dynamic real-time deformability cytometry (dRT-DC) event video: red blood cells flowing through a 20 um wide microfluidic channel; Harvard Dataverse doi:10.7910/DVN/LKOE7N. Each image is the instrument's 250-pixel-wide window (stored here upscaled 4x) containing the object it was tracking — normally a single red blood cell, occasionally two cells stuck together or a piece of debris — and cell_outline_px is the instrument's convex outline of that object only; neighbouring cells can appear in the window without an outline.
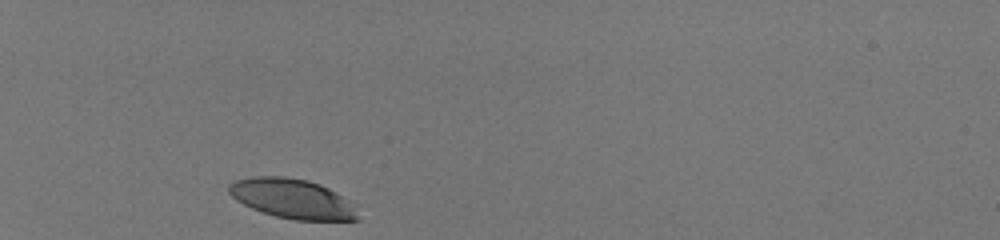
{"species": "human", "species_latin": "Homo sapiens", "temperature_condition": "room temperature", "stored_images_in_passage": 30, "camera_frame_rate_fps": 3000, "um_per_image_px": 0.085, "donor": {"sex": "male"}, "frame": {"image": 1, "passage_image": 1, "time_ms": 0.0, "image_size_px": [1000, 240], "cell_outline_px": [[360, 220], [296, 220], [276, 216], [252, 208], [236, 200], [228, 192], [228, 184], [236, 180], [252, 176], [284, 176], [308, 180], [320, 184], [352, 200]], "centroid_in_image_um": [24.88, 16.88], "position_along_channel_um": 60.1, "area_um2": 29.94}}
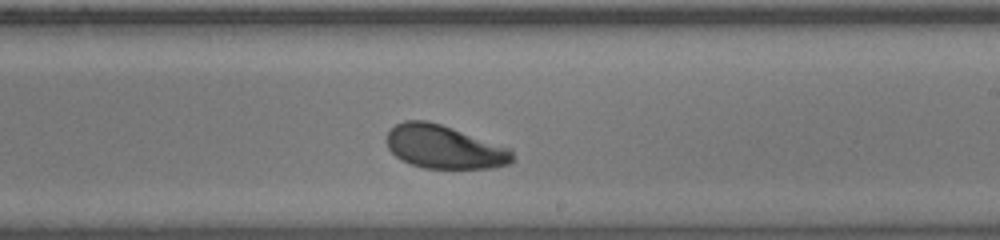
{"frame": {"image": 2, "passage_image": 18, "time_ms": 5.667, "image_size_px": [1000, 240], "cell_outline_px": [[516, 160], [512, 164], [492, 168], [424, 168], [400, 160], [388, 148], [384, 140], [388, 132], [396, 124], [404, 120], [428, 120], [512, 148], [516, 156]], "centroid_in_image_um": [37.8, 12.5], "position_along_channel_um": 251.2, "area_um2": 32.25}}
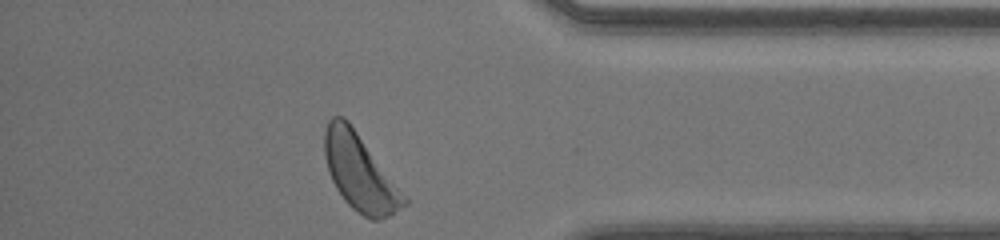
{"frame": {"image": 3, "passage_image": 30, "time_ms": 9.667, "image_size_px": [1000, 240], "cell_outline_px": [[408, 204], [388, 216], [380, 220], [372, 220], [356, 212], [344, 200], [336, 188], [328, 172], [324, 156], [324, 128], [328, 120], [332, 116], [344, 116], [348, 120], [408, 200]], "centroid_in_image_um": [30.54, 14.65], "position_along_channel_um": 404.7, "area_um2": 35.03}, "authors_computed_cell_mechanics": {"area_um2": 32.4258, "velocity_mm_per_s": 4.07, "shape_relaxation_time_tau1_ms": 1.9375, "shape_relaxation_time_tau2_ms": 3.2314, "deformation_change_tau1": 0.1267, "deformation_change_tau2": 0.0998}}